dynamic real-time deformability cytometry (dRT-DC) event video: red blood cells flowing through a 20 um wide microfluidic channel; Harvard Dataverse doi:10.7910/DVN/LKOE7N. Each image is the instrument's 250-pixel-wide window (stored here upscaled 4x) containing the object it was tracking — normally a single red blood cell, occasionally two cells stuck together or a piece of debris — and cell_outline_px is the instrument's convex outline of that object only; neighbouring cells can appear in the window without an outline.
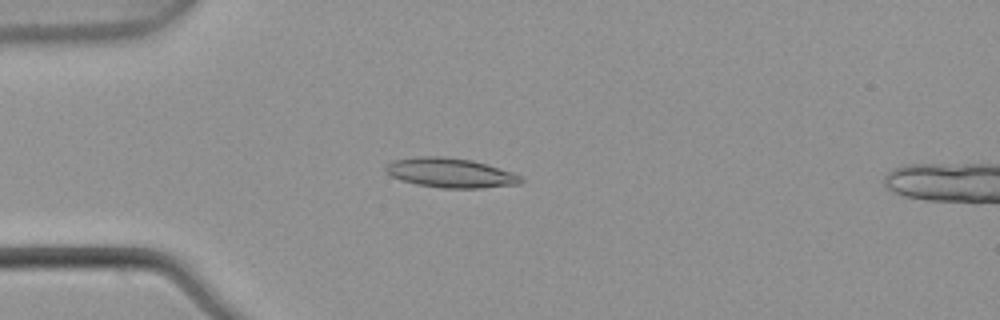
{"species": "common noctule bat (a hibernating species)", "species_latin": "Nyctalus noctula", "temperature_condition": "warm", "stored_images_in_passage": 3, "camera_frame_rate_fps": 3000, "um_per_image_px": 0.085, "animal": {"sex": "male", "body_mass_g": 21.5, "forearm_length_mm": 52.0}, "frame": {"image": 1, "passage_image": 3, "time_ms": 0.667, "image_size_px": [1000, 320], "cell_outline_px": [[524, 180], [520, 184], [480, 188], [440, 188], [416, 184], [392, 176], [384, 168], [392, 160], [416, 156], [444, 156], [472, 160], [512, 172], [520, 176]], "centroid_in_image_um": [38.29, 14.68], "position_along_channel_um": 46.7, "area_um2": 23.18}}